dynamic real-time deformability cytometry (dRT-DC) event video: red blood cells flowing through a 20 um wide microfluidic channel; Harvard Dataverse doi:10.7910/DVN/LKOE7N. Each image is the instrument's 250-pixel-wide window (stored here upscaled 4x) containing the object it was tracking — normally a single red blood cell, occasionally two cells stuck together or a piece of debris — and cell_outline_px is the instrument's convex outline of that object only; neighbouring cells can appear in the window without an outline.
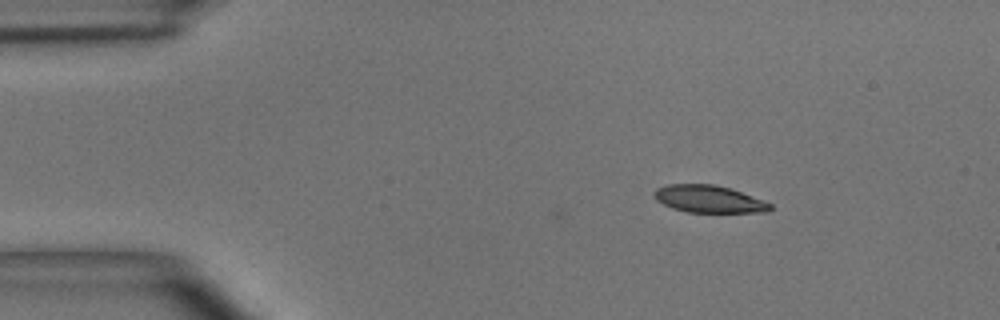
{"species": "common noctule bat (a hibernating species)", "species_latin": "Nyctalus noctula", "temperature_condition": "room temperature", "stored_images_in_passage": 4, "camera_frame_rate_fps": 3000, "um_per_image_px": 0.085, "animal": {"sex": "male", "body_mass_g": 15.6}, "frame": {"image": 1, "passage_image": 1, "time_ms": 0.0, "image_size_px": [1000, 320], "cell_outline_px": [[772, 208], [768, 212], [688, 212], [672, 208], [656, 200], [652, 196], [652, 192], [656, 188], [668, 184], [716, 184], [732, 188], [772, 204]], "centroid_in_image_um": [60.22, 16.9], "position_along_channel_um": 24.8, "area_um2": 18.61}}